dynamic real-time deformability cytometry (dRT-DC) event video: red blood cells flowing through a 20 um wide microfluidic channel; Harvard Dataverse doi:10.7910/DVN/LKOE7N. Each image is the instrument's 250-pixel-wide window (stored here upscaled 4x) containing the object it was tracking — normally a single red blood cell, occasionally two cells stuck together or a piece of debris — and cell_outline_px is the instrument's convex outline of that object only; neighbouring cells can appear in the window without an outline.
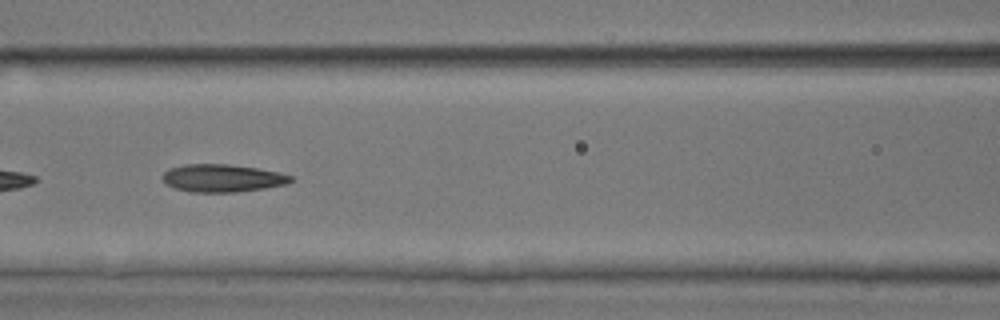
{"species": "common noctule bat (a hibernating species)", "species_latin": "Nyctalus noctula", "temperature_condition": "room temperature", "stored_images_in_passage": 53, "camera_frame_rate_fps": 3000, "um_per_image_px": 0.085, "animal": {"sex": "male", "body_mass_g": 17.9, "forearm_length_mm": 54.2}, "frame": {"image": 1, "passage_image": 23, "time_ms": 7.333, "image_size_px": [1000, 320], "cell_outline_px": [[292, 180], [288, 184], [264, 188], [236, 192], [188, 192], [164, 184], [164, 172], [168, 168], [184, 164], [228, 164], [256, 168], [280, 172], [292, 176]], "centroid_in_image_um": [18.89, 15.14], "position_along_channel_um": 147.7, "area_um2": 20.75}, "authors_computed_cell_mechanics": {"area_um2": 20.808, "velocity_mm_per_s": 3.936, "shape_relaxation_time_tau1_ms": null, "shape_relaxation_time_tau2_ms": 2.4971, "deformation_change_tau1": null, "deformation_change_tau2": 0.1027}}